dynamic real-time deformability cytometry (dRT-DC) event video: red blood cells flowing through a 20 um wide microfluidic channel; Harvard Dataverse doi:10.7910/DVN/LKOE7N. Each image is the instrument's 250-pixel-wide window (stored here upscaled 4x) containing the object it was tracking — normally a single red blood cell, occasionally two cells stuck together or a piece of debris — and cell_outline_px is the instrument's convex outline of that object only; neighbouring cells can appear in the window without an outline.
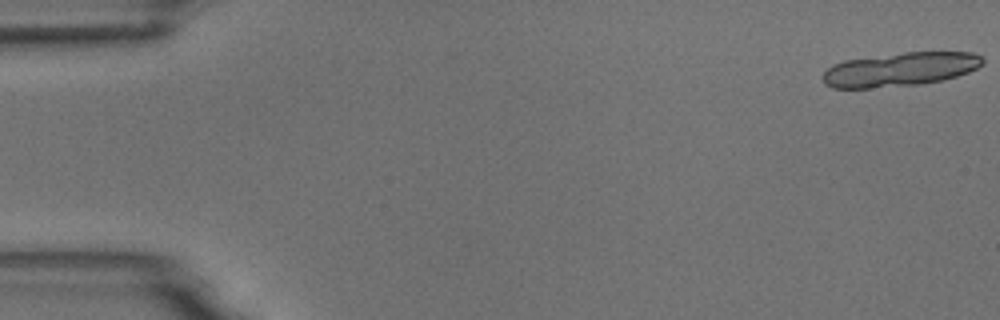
{"species": "common noctule bat (a hibernating species)", "species_latin": "Nyctalus noctula", "temperature_condition": "room temperature", "stored_images_in_passage": 5, "camera_frame_rate_fps": 3000, "um_per_image_px": 0.085, "animal": {"sex": "male", "body_mass_g": 18.8}, "frame": {"image": 1, "passage_image": 1, "time_ms": 0.0, "image_size_px": [1000, 320], "cell_outline_px": [[984, 60], [976, 68], [968, 72], [944, 80], [920, 84], [868, 88], [832, 88], [824, 84], [824, 72], [832, 64], [844, 60], [904, 52], [972, 52], [980, 56]], "centroid_in_image_um": [76.48, 5.89], "position_along_channel_um": 8.5, "area_um2": 31.39}}